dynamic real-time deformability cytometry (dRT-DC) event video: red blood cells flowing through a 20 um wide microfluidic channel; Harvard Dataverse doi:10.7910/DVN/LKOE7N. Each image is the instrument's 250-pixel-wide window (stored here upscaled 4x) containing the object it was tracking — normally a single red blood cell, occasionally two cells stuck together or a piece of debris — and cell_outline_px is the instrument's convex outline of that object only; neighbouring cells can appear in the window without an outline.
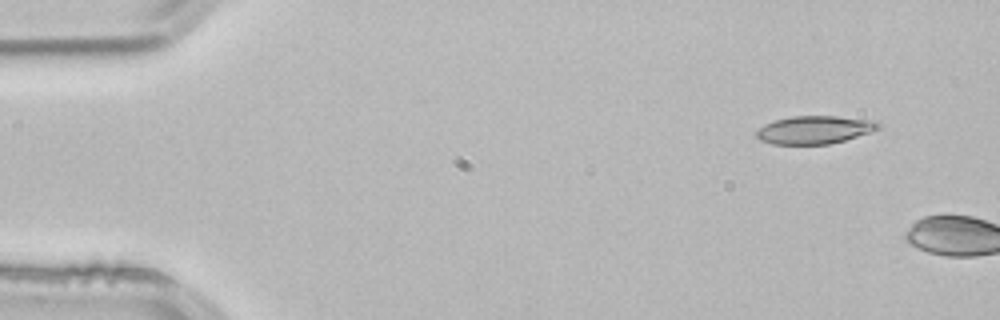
{"species": "common noctule bat (a hibernating species)", "species_latin": "Nyctalus noctula", "temperature_condition": "room temperature", "stored_images_in_passage": 2, "camera_frame_rate_fps": 3000, "um_per_image_px": 0.085, "animal": {"sex": "male", "body_mass_g": 21.5, "forearm_length_mm": 52.0}, "frame": {"image": 1, "passage_image": 1, "time_ms": 0.0, "image_size_px": [1000, 320], "cell_outline_px": [[880, 128], [844, 140], [828, 144], [772, 144], [760, 140], [756, 136], [756, 132], [764, 124], [776, 120], [792, 116], [836, 116], [876, 120], [880, 124]], "centroid_in_image_um": [69.23, 11.03], "position_along_channel_um": 15.8, "area_um2": 19.71}}